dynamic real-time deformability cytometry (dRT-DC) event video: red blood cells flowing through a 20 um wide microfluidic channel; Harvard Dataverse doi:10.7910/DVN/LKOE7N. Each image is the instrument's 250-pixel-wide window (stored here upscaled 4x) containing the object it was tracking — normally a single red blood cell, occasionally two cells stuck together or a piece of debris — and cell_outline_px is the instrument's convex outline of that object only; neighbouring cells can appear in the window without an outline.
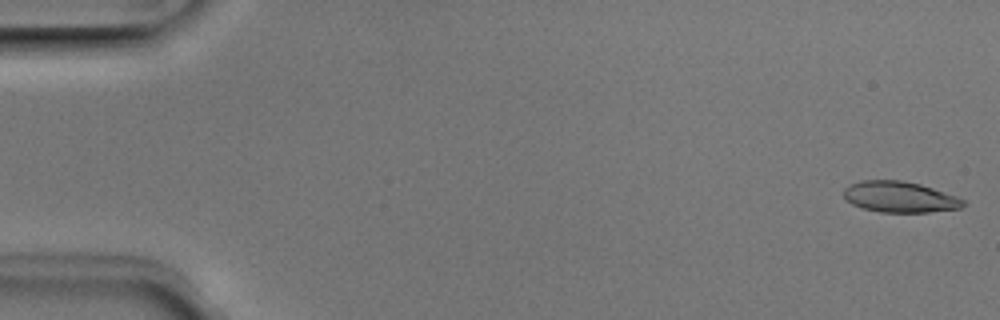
{"species": "Egyptian fruit bat (a non-hibernating species)", "species_latin": "Rousettus aegyptiacus", "temperature_condition": "room temperature", "stored_images_in_passage": 5, "camera_frame_rate_fps": 3000, "um_per_image_px": 0.085, "animal": {"sex": "male"}, "frame": {"image": 1, "passage_image": 1, "time_ms": 0.0, "image_size_px": [1000, 320], "cell_outline_px": [[968, 204], [960, 208], [928, 212], [880, 212], [864, 208], [852, 204], [844, 196], [844, 188], [860, 180], [900, 180], [920, 184], [956, 196], [964, 200]], "centroid_in_image_um": [76.5, 16.74], "position_along_channel_um": 8.5, "area_um2": 21.39}}
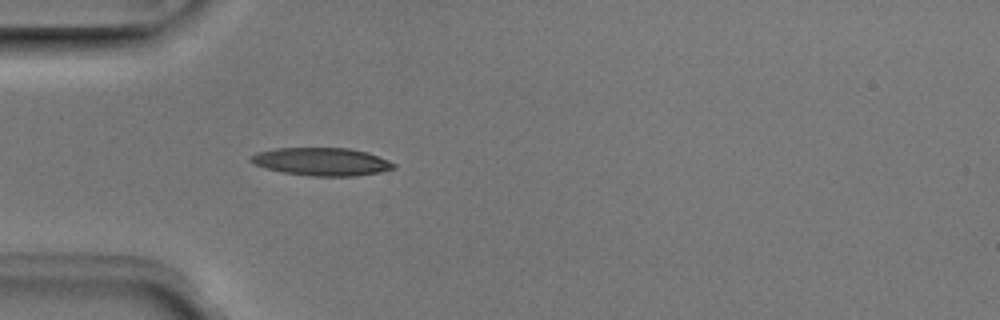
{"frame": {"image": 2, "passage_image": 5, "time_ms": 1.333, "image_size_px": [1000, 320], "cell_outline_px": [[396, 168], [380, 172], [356, 176], [312, 176], [284, 172], [264, 168], [252, 164], [248, 160], [248, 156], [256, 152], [276, 148], [348, 148], [368, 152], [388, 160], [396, 164]], "centroid_in_image_um": [27.31, 13.74], "position_along_channel_um": 57.7, "area_um2": 23.47}}